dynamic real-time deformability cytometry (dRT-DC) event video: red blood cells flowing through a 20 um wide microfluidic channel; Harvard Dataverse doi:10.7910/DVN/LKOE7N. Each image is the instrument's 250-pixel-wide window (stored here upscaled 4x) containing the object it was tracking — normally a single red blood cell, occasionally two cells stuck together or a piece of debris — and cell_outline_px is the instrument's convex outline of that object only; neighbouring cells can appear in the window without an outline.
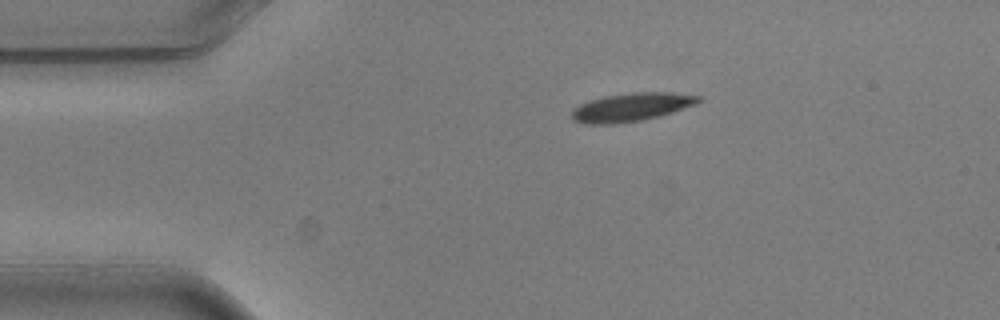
{"species": "common noctule bat (a hibernating species)", "species_latin": "Nyctalus noctula", "temperature_condition": "warm", "stored_images_in_passage": 3, "camera_frame_rate_fps": 3000, "um_per_image_px": 0.085, "animal": {"sex": "male", "body_mass_g": 20.5, "forearm_length_mm": 52.5}, "frame": {"image": 1, "passage_image": 3, "time_ms": 0.667, "image_size_px": [1000, 320], "cell_outline_px": [[704, 100], [696, 104], [660, 116], [640, 120], [616, 124], [584, 124], [572, 120], [572, 112], [580, 104], [604, 96], [632, 92], [672, 92], [700, 96]], "centroid_in_image_um": [53.7, 9.1], "position_along_channel_um": 31.3, "area_um2": 20.92}}